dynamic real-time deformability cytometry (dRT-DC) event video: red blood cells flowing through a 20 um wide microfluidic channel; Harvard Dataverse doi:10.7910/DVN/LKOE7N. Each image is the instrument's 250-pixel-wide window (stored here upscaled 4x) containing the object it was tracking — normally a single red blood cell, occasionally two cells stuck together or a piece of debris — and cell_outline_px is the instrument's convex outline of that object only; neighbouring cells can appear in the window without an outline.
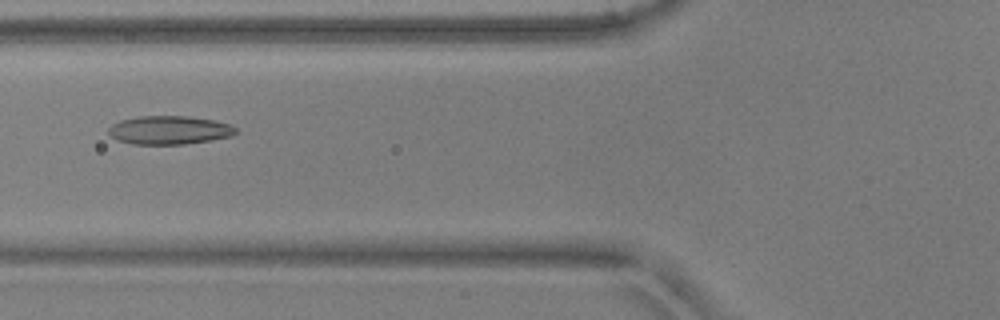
{"species": "common noctule bat (a hibernating species)", "species_latin": "Nyctalus noctula", "temperature_condition": "warm", "stored_images_in_passage": 2, "camera_frame_rate_fps": 3000, "um_per_image_px": 0.085, "animal": {"sex": "male", "body_mass_g": 17.9, "forearm_length_mm": 54.2}, "frame": {"image": 1, "passage_image": 2, "time_ms": 0.333, "image_size_px": [1000, 320], "cell_outline_px": [[236, 132], [232, 136], [212, 140], [184, 144], [132, 144], [120, 140], [112, 136], [108, 132], [108, 128], [112, 124], [120, 120], [140, 116], [184, 116], [216, 120], [232, 124], [236, 128]], "centroid_in_image_um": [14.43, 11.05], "position_along_channel_um": 111.4, "area_um2": 21.15}}